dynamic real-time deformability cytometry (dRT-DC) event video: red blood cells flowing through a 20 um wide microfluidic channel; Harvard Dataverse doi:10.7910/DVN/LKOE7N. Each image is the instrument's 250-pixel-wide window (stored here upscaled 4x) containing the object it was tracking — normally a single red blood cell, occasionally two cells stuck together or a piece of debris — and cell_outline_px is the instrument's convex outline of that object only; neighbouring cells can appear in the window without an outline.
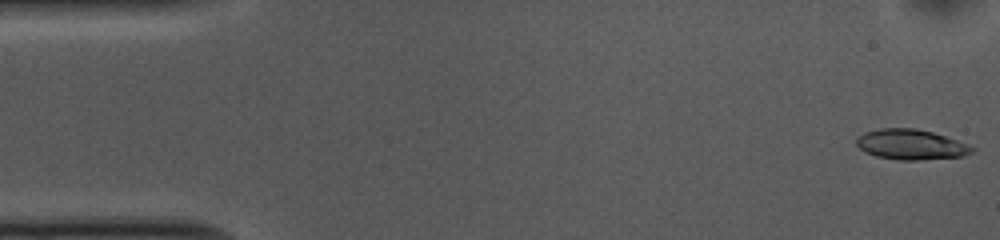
{"species": "common noctule bat (a hibernating species)", "species_latin": "Nyctalus noctula", "temperature_condition": "cold", "stored_images_in_passage": 52, "camera_frame_rate_fps": 3000, "um_per_image_px": 0.085, "animal": {"sex": "female", "body_mass_g": 10.0, "forearm_length_mm": 53.1}, "frame": {"image": 1, "passage_image": 1, "time_ms": 0.0, "image_size_px": [1000, 240], "cell_outline_px": [[976, 148], [972, 152], [964, 156], [920, 160], [900, 160], [876, 156], [864, 152], [856, 144], [856, 140], [864, 132], [880, 128], [916, 128], [932, 132], [968, 144]], "centroid_in_image_um": [77.43, 12.29], "position_along_channel_um": 7.6, "area_um2": 20.35}}
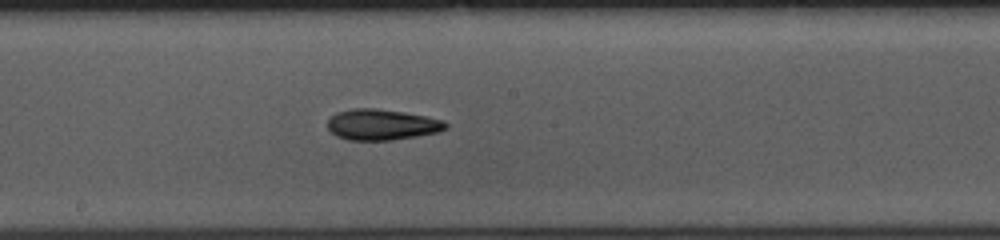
{"frame": {"image": 2, "passage_image": 27, "time_ms": 8.667, "image_size_px": [1000, 240], "cell_outline_px": [[448, 128], [440, 132], [392, 140], [348, 140], [336, 136], [328, 128], [328, 120], [336, 112], [352, 108], [376, 108], [404, 112], [444, 120], [448, 124]], "centroid_in_image_um": [32.47, 10.59], "position_along_channel_um": 215.7, "area_um2": 21.33}}
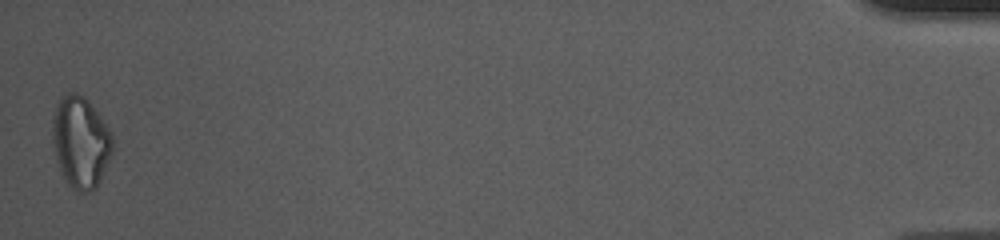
{"frame": {"image": 3, "passage_image": 52, "time_ms": 17.0, "image_size_px": [1000, 240], "cell_outline_px": [[112, 152], [96, 188], [88, 192], [76, 192], [64, 180], [60, 172], [56, 160], [52, 140], [52, 116], [56, 104], [60, 96], [68, 92], [76, 92], [84, 96], [88, 100], [112, 132]], "centroid_in_image_um": [6.82, 12.06], "position_along_channel_um": 428.4, "area_um2": 32.43}, "authors_computed_cell_mechanics": {"area_um2": 20.9525, "velocity_mm_per_s": 3.7354, "shape_relaxation_time_tau1_ms": 4.0225, "shape_relaxation_time_tau2_ms": 4.9957, "deformation_change_tau1": 0.146, "deformation_change_tau2": 0.1419}}